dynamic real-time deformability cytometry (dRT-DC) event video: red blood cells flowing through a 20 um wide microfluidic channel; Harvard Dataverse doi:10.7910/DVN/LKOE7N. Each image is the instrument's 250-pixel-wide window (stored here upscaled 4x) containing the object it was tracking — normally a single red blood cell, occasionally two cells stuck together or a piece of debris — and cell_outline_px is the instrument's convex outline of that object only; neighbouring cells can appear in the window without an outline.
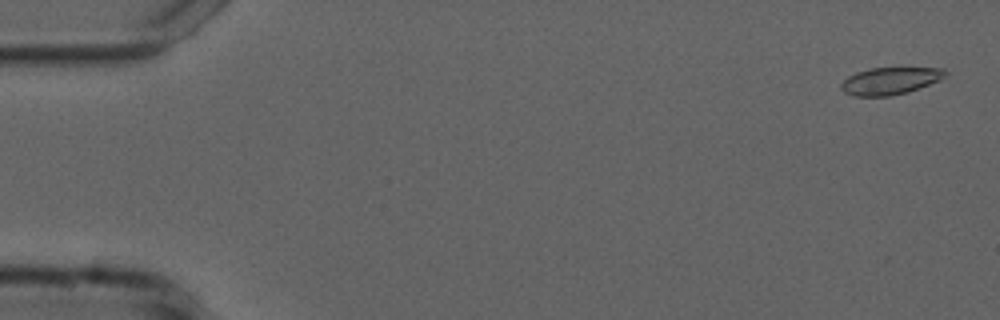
{"species": "common noctule bat (a hibernating species)", "species_latin": "Nyctalus noctula", "temperature_condition": "cold", "stored_images_in_passage": 20, "camera_frame_rate_fps": 3000, "um_per_image_px": 0.085, "animal": {"sex": "male", "forearm_length_mm": 52.5}, "frame": {"image": 1, "passage_image": 2, "time_ms": 0.333, "image_size_px": [1000, 320], "cell_outline_px": [[948, 72], [940, 80], [920, 88], [908, 92], [892, 96], [852, 96], [844, 92], [840, 88], [840, 84], [848, 76], [856, 72], [872, 68], [944, 68]], "centroid_in_image_um": [75.65, 6.88], "position_along_channel_um": 9.4, "area_um2": 16.59}}
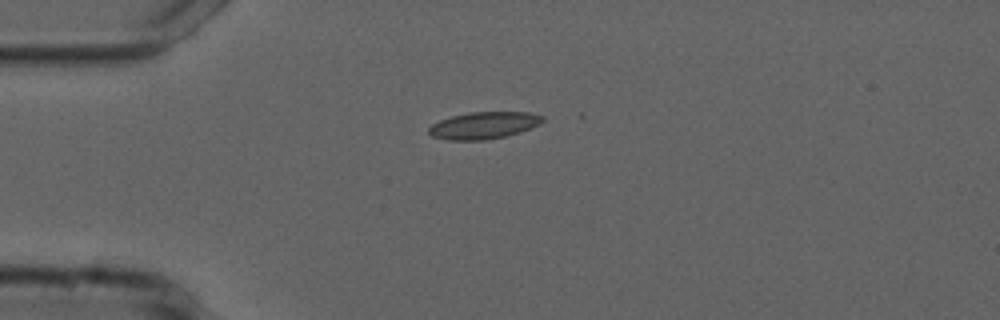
{"frame": {"image": 2, "passage_image": 14, "time_ms": 4.333, "image_size_px": [1000, 320], "cell_outline_px": [[544, 120], [540, 124], [532, 128], [520, 132], [504, 136], [484, 140], [448, 140], [432, 136], [428, 132], [428, 128], [432, 124], [440, 120], [452, 116], [468, 112], [528, 112], [544, 116]], "centroid_in_image_um": [41.13, 10.65], "position_along_channel_um": 43.9, "area_um2": 17.92}}
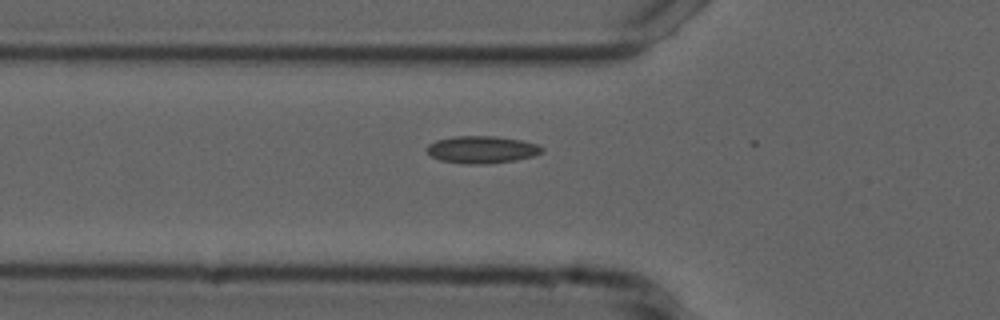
{"frame": {"image": 3, "passage_image": 19, "time_ms": 6.0, "image_size_px": [1000, 320], "cell_outline_px": [[544, 152], [532, 156], [516, 160], [484, 164], [468, 164], [440, 160], [432, 156], [428, 152], [428, 144], [436, 140], [452, 136], [496, 136], [520, 140], [536, 144], [544, 148]], "centroid_in_image_um": [40.97, 12.71], "position_along_channel_um": 84.8, "area_um2": 18.21}}